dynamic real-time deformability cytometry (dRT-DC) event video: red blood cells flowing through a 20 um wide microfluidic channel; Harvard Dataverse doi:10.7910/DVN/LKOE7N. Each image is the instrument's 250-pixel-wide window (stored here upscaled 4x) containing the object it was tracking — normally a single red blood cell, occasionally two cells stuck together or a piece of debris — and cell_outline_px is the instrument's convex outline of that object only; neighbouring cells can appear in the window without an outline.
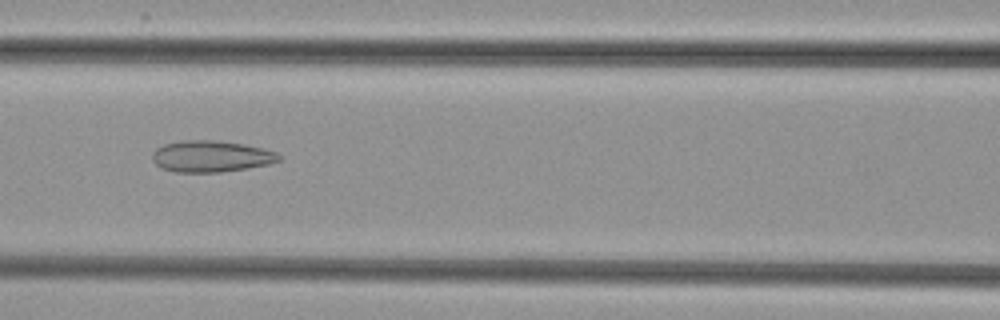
{"species": "common noctule bat (a hibernating species)", "species_latin": "Nyctalus noctula", "temperature_condition": "cold", "stored_images_in_passage": 53, "camera_frame_rate_fps": 3000, "um_per_image_px": 0.085, "animal": {"sex": "female", "body_mass_g": 29.2, "forearm_length_mm": 56.3}, "frame": {"image": 1, "passage_image": 24, "time_ms": 7.667, "image_size_px": [1000, 320], "cell_outline_px": [[280, 160], [268, 164], [248, 168], [220, 172], [176, 172], [160, 168], [152, 160], [152, 152], [156, 148], [164, 144], [180, 140], [216, 140], [244, 144], [276, 152], [280, 156]], "centroid_in_image_um": [17.89, 13.28], "position_along_channel_um": 148.7, "area_um2": 23.24}}
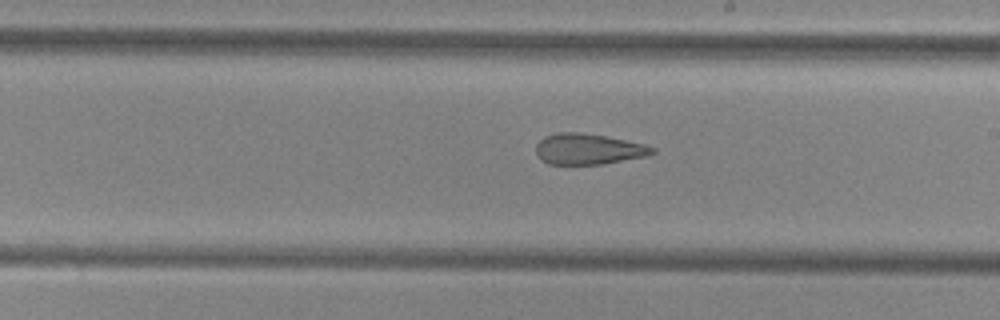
{"frame": {"image": 2, "passage_image": 31, "time_ms": 10.0, "image_size_px": [1000, 320], "cell_outline_px": [[656, 152], [648, 156], [604, 164], [548, 164], [540, 160], [536, 152], [536, 144], [544, 136], [556, 132], [580, 132], [604, 136], [644, 144], [656, 148]], "centroid_in_image_um": [50.0, 12.67], "position_along_channel_um": 239.0, "area_um2": 21.04}}
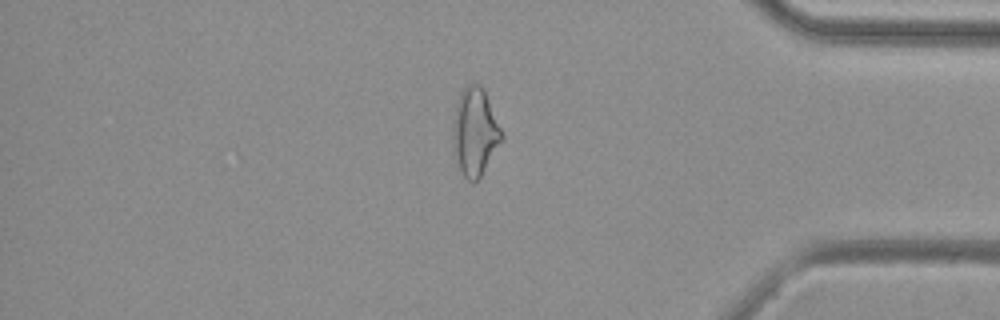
{"frame": {"image": 3, "passage_image": 45, "time_ms": 14.667, "image_size_px": [1000, 320], "cell_outline_px": [[504, 140], [480, 176], [476, 180], [468, 180], [460, 172], [452, 152], [452, 124], [456, 104], [460, 92], [468, 84], [480, 84], [484, 88], [504, 136]], "centroid_in_image_um": [40.35, 11.21], "position_along_channel_um": 394.8, "area_um2": 25.32}}